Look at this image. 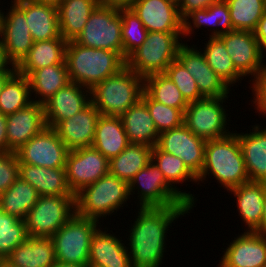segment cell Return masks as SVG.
Segmentation results:
<instances>
[{
    "mask_svg": "<svg viewBox=\"0 0 266 267\" xmlns=\"http://www.w3.org/2000/svg\"><path fill=\"white\" fill-rule=\"evenodd\" d=\"M171 1L175 2L176 4L180 2V0H171Z\"/></svg>",
    "mask_w": 266,
    "mask_h": 267,
    "instance_id": "59",
    "label": "cell"
},
{
    "mask_svg": "<svg viewBox=\"0 0 266 267\" xmlns=\"http://www.w3.org/2000/svg\"><path fill=\"white\" fill-rule=\"evenodd\" d=\"M5 260L15 267H52L56 262L53 241L28 236Z\"/></svg>",
    "mask_w": 266,
    "mask_h": 267,
    "instance_id": "28",
    "label": "cell"
},
{
    "mask_svg": "<svg viewBox=\"0 0 266 267\" xmlns=\"http://www.w3.org/2000/svg\"><path fill=\"white\" fill-rule=\"evenodd\" d=\"M144 91L153 100L180 109L183 113L188 106L181 91L165 73H155L144 77Z\"/></svg>",
    "mask_w": 266,
    "mask_h": 267,
    "instance_id": "39",
    "label": "cell"
},
{
    "mask_svg": "<svg viewBox=\"0 0 266 267\" xmlns=\"http://www.w3.org/2000/svg\"><path fill=\"white\" fill-rule=\"evenodd\" d=\"M136 0H96L98 6L111 7L116 9L131 8Z\"/></svg>",
    "mask_w": 266,
    "mask_h": 267,
    "instance_id": "50",
    "label": "cell"
},
{
    "mask_svg": "<svg viewBox=\"0 0 266 267\" xmlns=\"http://www.w3.org/2000/svg\"><path fill=\"white\" fill-rule=\"evenodd\" d=\"M28 77L17 70L7 79L0 93V112L15 113L32 102Z\"/></svg>",
    "mask_w": 266,
    "mask_h": 267,
    "instance_id": "38",
    "label": "cell"
},
{
    "mask_svg": "<svg viewBox=\"0 0 266 267\" xmlns=\"http://www.w3.org/2000/svg\"><path fill=\"white\" fill-rule=\"evenodd\" d=\"M183 32H148L145 41L127 59L126 65L143 78L164 73L177 59ZM181 42V43H180Z\"/></svg>",
    "mask_w": 266,
    "mask_h": 267,
    "instance_id": "6",
    "label": "cell"
},
{
    "mask_svg": "<svg viewBox=\"0 0 266 267\" xmlns=\"http://www.w3.org/2000/svg\"><path fill=\"white\" fill-rule=\"evenodd\" d=\"M98 224L101 223L75 213L51 238L56 261L88 265L91 239L100 226Z\"/></svg>",
    "mask_w": 266,
    "mask_h": 267,
    "instance_id": "7",
    "label": "cell"
},
{
    "mask_svg": "<svg viewBox=\"0 0 266 267\" xmlns=\"http://www.w3.org/2000/svg\"><path fill=\"white\" fill-rule=\"evenodd\" d=\"M19 177V159L15 152H0V194Z\"/></svg>",
    "mask_w": 266,
    "mask_h": 267,
    "instance_id": "46",
    "label": "cell"
},
{
    "mask_svg": "<svg viewBox=\"0 0 266 267\" xmlns=\"http://www.w3.org/2000/svg\"><path fill=\"white\" fill-rule=\"evenodd\" d=\"M205 144L206 140L197 137L183 123L160 133L156 146L163 152L180 157L197 177L204 166Z\"/></svg>",
    "mask_w": 266,
    "mask_h": 267,
    "instance_id": "14",
    "label": "cell"
},
{
    "mask_svg": "<svg viewBox=\"0 0 266 267\" xmlns=\"http://www.w3.org/2000/svg\"><path fill=\"white\" fill-rule=\"evenodd\" d=\"M261 233L266 235V196L264 199V212L262 217Z\"/></svg>",
    "mask_w": 266,
    "mask_h": 267,
    "instance_id": "55",
    "label": "cell"
},
{
    "mask_svg": "<svg viewBox=\"0 0 266 267\" xmlns=\"http://www.w3.org/2000/svg\"><path fill=\"white\" fill-rule=\"evenodd\" d=\"M98 228L93 234L88 260L89 267H132L123 240Z\"/></svg>",
    "mask_w": 266,
    "mask_h": 267,
    "instance_id": "24",
    "label": "cell"
},
{
    "mask_svg": "<svg viewBox=\"0 0 266 267\" xmlns=\"http://www.w3.org/2000/svg\"><path fill=\"white\" fill-rule=\"evenodd\" d=\"M164 73L175 83L187 103L204 98L200 94L193 76L178 59H175Z\"/></svg>",
    "mask_w": 266,
    "mask_h": 267,
    "instance_id": "45",
    "label": "cell"
},
{
    "mask_svg": "<svg viewBox=\"0 0 266 267\" xmlns=\"http://www.w3.org/2000/svg\"><path fill=\"white\" fill-rule=\"evenodd\" d=\"M152 148L145 144L130 143L118 156L109 160V173L129 184L151 161Z\"/></svg>",
    "mask_w": 266,
    "mask_h": 267,
    "instance_id": "35",
    "label": "cell"
},
{
    "mask_svg": "<svg viewBox=\"0 0 266 267\" xmlns=\"http://www.w3.org/2000/svg\"><path fill=\"white\" fill-rule=\"evenodd\" d=\"M209 175H213L227 191L250 181L236 133L206 141L204 166L197 176L198 184Z\"/></svg>",
    "mask_w": 266,
    "mask_h": 267,
    "instance_id": "3",
    "label": "cell"
},
{
    "mask_svg": "<svg viewBox=\"0 0 266 267\" xmlns=\"http://www.w3.org/2000/svg\"><path fill=\"white\" fill-rule=\"evenodd\" d=\"M224 42L235 69L243 76H259L263 55L253 31L232 30L219 36Z\"/></svg>",
    "mask_w": 266,
    "mask_h": 267,
    "instance_id": "17",
    "label": "cell"
},
{
    "mask_svg": "<svg viewBox=\"0 0 266 267\" xmlns=\"http://www.w3.org/2000/svg\"><path fill=\"white\" fill-rule=\"evenodd\" d=\"M28 238L25 220L0 210V257L5 259L12 250Z\"/></svg>",
    "mask_w": 266,
    "mask_h": 267,
    "instance_id": "42",
    "label": "cell"
},
{
    "mask_svg": "<svg viewBox=\"0 0 266 267\" xmlns=\"http://www.w3.org/2000/svg\"><path fill=\"white\" fill-rule=\"evenodd\" d=\"M12 3L6 15L0 11L1 39L7 58L17 67L27 56L34 42L25 13Z\"/></svg>",
    "mask_w": 266,
    "mask_h": 267,
    "instance_id": "15",
    "label": "cell"
},
{
    "mask_svg": "<svg viewBox=\"0 0 266 267\" xmlns=\"http://www.w3.org/2000/svg\"><path fill=\"white\" fill-rule=\"evenodd\" d=\"M36 189L20 177L0 194V210L25 220L28 212L38 200Z\"/></svg>",
    "mask_w": 266,
    "mask_h": 267,
    "instance_id": "37",
    "label": "cell"
},
{
    "mask_svg": "<svg viewBox=\"0 0 266 267\" xmlns=\"http://www.w3.org/2000/svg\"><path fill=\"white\" fill-rule=\"evenodd\" d=\"M253 32L255 38L258 41L260 52L264 57L263 53L266 52V11L263 13V16L258 21L257 27Z\"/></svg>",
    "mask_w": 266,
    "mask_h": 267,
    "instance_id": "48",
    "label": "cell"
},
{
    "mask_svg": "<svg viewBox=\"0 0 266 267\" xmlns=\"http://www.w3.org/2000/svg\"><path fill=\"white\" fill-rule=\"evenodd\" d=\"M131 9L148 32H183L178 4L171 0H136Z\"/></svg>",
    "mask_w": 266,
    "mask_h": 267,
    "instance_id": "19",
    "label": "cell"
},
{
    "mask_svg": "<svg viewBox=\"0 0 266 267\" xmlns=\"http://www.w3.org/2000/svg\"><path fill=\"white\" fill-rule=\"evenodd\" d=\"M122 19L123 58L126 60L145 41L148 31L131 8L119 9Z\"/></svg>",
    "mask_w": 266,
    "mask_h": 267,
    "instance_id": "43",
    "label": "cell"
},
{
    "mask_svg": "<svg viewBox=\"0 0 266 267\" xmlns=\"http://www.w3.org/2000/svg\"><path fill=\"white\" fill-rule=\"evenodd\" d=\"M233 30L254 31L266 11V0H225Z\"/></svg>",
    "mask_w": 266,
    "mask_h": 267,
    "instance_id": "41",
    "label": "cell"
},
{
    "mask_svg": "<svg viewBox=\"0 0 266 267\" xmlns=\"http://www.w3.org/2000/svg\"><path fill=\"white\" fill-rule=\"evenodd\" d=\"M223 98H207L188 103L184 112V124L197 137L204 140L219 139L229 135L226 129L227 113ZM222 104V105H221Z\"/></svg>",
    "mask_w": 266,
    "mask_h": 267,
    "instance_id": "11",
    "label": "cell"
},
{
    "mask_svg": "<svg viewBox=\"0 0 266 267\" xmlns=\"http://www.w3.org/2000/svg\"><path fill=\"white\" fill-rule=\"evenodd\" d=\"M129 195L138 189L140 208L190 206L165 180L162 171L150 161L129 182Z\"/></svg>",
    "mask_w": 266,
    "mask_h": 267,
    "instance_id": "10",
    "label": "cell"
},
{
    "mask_svg": "<svg viewBox=\"0 0 266 267\" xmlns=\"http://www.w3.org/2000/svg\"><path fill=\"white\" fill-rule=\"evenodd\" d=\"M130 199L126 181L108 173L75 195L76 214L99 222Z\"/></svg>",
    "mask_w": 266,
    "mask_h": 267,
    "instance_id": "5",
    "label": "cell"
},
{
    "mask_svg": "<svg viewBox=\"0 0 266 267\" xmlns=\"http://www.w3.org/2000/svg\"><path fill=\"white\" fill-rule=\"evenodd\" d=\"M67 43L68 41L64 38L34 42L29 53L16 67V70L28 77L34 70L39 68L66 63Z\"/></svg>",
    "mask_w": 266,
    "mask_h": 267,
    "instance_id": "31",
    "label": "cell"
},
{
    "mask_svg": "<svg viewBox=\"0 0 266 267\" xmlns=\"http://www.w3.org/2000/svg\"><path fill=\"white\" fill-rule=\"evenodd\" d=\"M0 267H15V266H12L9 262L3 259V261L0 264Z\"/></svg>",
    "mask_w": 266,
    "mask_h": 267,
    "instance_id": "58",
    "label": "cell"
},
{
    "mask_svg": "<svg viewBox=\"0 0 266 267\" xmlns=\"http://www.w3.org/2000/svg\"><path fill=\"white\" fill-rule=\"evenodd\" d=\"M52 267H89V266L80 265V264L62 263V262L56 261Z\"/></svg>",
    "mask_w": 266,
    "mask_h": 267,
    "instance_id": "54",
    "label": "cell"
},
{
    "mask_svg": "<svg viewBox=\"0 0 266 267\" xmlns=\"http://www.w3.org/2000/svg\"><path fill=\"white\" fill-rule=\"evenodd\" d=\"M24 13L33 42L63 38L60 34L56 6L32 0H14Z\"/></svg>",
    "mask_w": 266,
    "mask_h": 267,
    "instance_id": "23",
    "label": "cell"
},
{
    "mask_svg": "<svg viewBox=\"0 0 266 267\" xmlns=\"http://www.w3.org/2000/svg\"><path fill=\"white\" fill-rule=\"evenodd\" d=\"M253 95L255 96L252 100L255 104V108L257 112H261L260 114L266 115V89H253Z\"/></svg>",
    "mask_w": 266,
    "mask_h": 267,
    "instance_id": "49",
    "label": "cell"
},
{
    "mask_svg": "<svg viewBox=\"0 0 266 267\" xmlns=\"http://www.w3.org/2000/svg\"><path fill=\"white\" fill-rule=\"evenodd\" d=\"M97 6L96 0H62L57 6L61 36L75 40Z\"/></svg>",
    "mask_w": 266,
    "mask_h": 267,
    "instance_id": "33",
    "label": "cell"
},
{
    "mask_svg": "<svg viewBox=\"0 0 266 267\" xmlns=\"http://www.w3.org/2000/svg\"><path fill=\"white\" fill-rule=\"evenodd\" d=\"M129 143L157 145L159 133L154 121L141 99L120 116Z\"/></svg>",
    "mask_w": 266,
    "mask_h": 267,
    "instance_id": "29",
    "label": "cell"
},
{
    "mask_svg": "<svg viewBox=\"0 0 266 267\" xmlns=\"http://www.w3.org/2000/svg\"><path fill=\"white\" fill-rule=\"evenodd\" d=\"M188 46L183 43L179 47L177 59L193 76L200 94L207 98L229 97V85L208 65L202 51Z\"/></svg>",
    "mask_w": 266,
    "mask_h": 267,
    "instance_id": "16",
    "label": "cell"
},
{
    "mask_svg": "<svg viewBox=\"0 0 266 267\" xmlns=\"http://www.w3.org/2000/svg\"><path fill=\"white\" fill-rule=\"evenodd\" d=\"M252 89H266V64L262 63L259 76L252 82Z\"/></svg>",
    "mask_w": 266,
    "mask_h": 267,
    "instance_id": "53",
    "label": "cell"
},
{
    "mask_svg": "<svg viewBox=\"0 0 266 267\" xmlns=\"http://www.w3.org/2000/svg\"><path fill=\"white\" fill-rule=\"evenodd\" d=\"M6 117L8 152H16L29 139L47 127L44 107L34 101Z\"/></svg>",
    "mask_w": 266,
    "mask_h": 267,
    "instance_id": "21",
    "label": "cell"
},
{
    "mask_svg": "<svg viewBox=\"0 0 266 267\" xmlns=\"http://www.w3.org/2000/svg\"><path fill=\"white\" fill-rule=\"evenodd\" d=\"M151 161L157 165L162 171L167 183L173 187L183 199L193 208L195 206L194 195L181 192L180 189L174 187L177 183H184L186 180L197 181V177L188 169L180 157L161 151L156 145L152 148ZM174 184V185H172ZM180 190V191H179Z\"/></svg>",
    "mask_w": 266,
    "mask_h": 267,
    "instance_id": "36",
    "label": "cell"
},
{
    "mask_svg": "<svg viewBox=\"0 0 266 267\" xmlns=\"http://www.w3.org/2000/svg\"><path fill=\"white\" fill-rule=\"evenodd\" d=\"M218 267H264L266 265V235L245 231L225 249Z\"/></svg>",
    "mask_w": 266,
    "mask_h": 267,
    "instance_id": "18",
    "label": "cell"
},
{
    "mask_svg": "<svg viewBox=\"0 0 266 267\" xmlns=\"http://www.w3.org/2000/svg\"><path fill=\"white\" fill-rule=\"evenodd\" d=\"M209 38L202 52L208 65L229 86L242 80L244 77L235 69L224 42L219 37Z\"/></svg>",
    "mask_w": 266,
    "mask_h": 267,
    "instance_id": "40",
    "label": "cell"
},
{
    "mask_svg": "<svg viewBox=\"0 0 266 267\" xmlns=\"http://www.w3.org/2000/svg\"><path fill=\"white\" fill-rule=\"evenodd\" d=\"M70 82L90 90L126 66V60L115 51L86 47L68 41L66 57Z\"/></svg>",
    "mask_w": 266,
    "mask_h": 267,
    "instance_id": "2",
    "label": "cell"
},
{
    "mask_svg": "<svg viewBox=\"0 0 266 267\" xmlns=\"http://www.w3.org/2000/svg\"><path fill=\"white\" fill-rule=\"evenodd\" d=\"M252 127L250 133H236L250 181L266 183V128Z\"/></svg>",
    "mask_w": 266,
    "mask_h": 267,
    "instance_id": "26",
    "label": "cell"
},
{
    "mask_svg": "<svg viewBox=\"0 0 266 267\" xmlns=\"http://www.w3.org/2000/svg\"><path fill=\"white\" fill-rule=\"evenodd\" d=\"M2 41L1 39V24H0V42Z\"/></svg>",
    "mask_w": 266,
    "mask_h": 267,
    "instance_id": "60",
    "label": "cell"
},
{
    "mask_svg": "<svg viewBox=\"0 0 266 267\" xmlns=\"http://www.w3.org/2000/svg\"><path fill=\"white\" fill-rule=\"evenodd\" d=\"M67 182L74 195L109 173V160L93 146L69 150L65 163Z\"/></svg>",
    "mask_w": 266,
    "mask_h": 267,
    "instance_id": "12",
    "label": "cell"
},
{
    "mask_svg": "<svg viewBox=\"0 0 266 267\" xmlns=\"http://www.w3.org/2000/svg\"><path fill=\"white\" fill-rule=\"evenodd\" d=\"M28 80L31 94L35 93L38 97L32 101L43 105L59 89L70 83L67 64H54L34 70Z\"/></svg>",
    "mask_w": 266,
    "mask_h": 267,
    "instance_id": "34",
    "label": "cell"
},
{
    "mask_svg": "<svg viewBox=\"0 0 266 267\" xmlns=\"http://www.w3.org/2000/svg\"><path fill=\"white\" fill-rule=\"evenodd\" d=\"M141 99L147 106L159 134L184 123V113L180 109L153 100L145 91Z\"/></svg>",
    "mask_w": 266,
    "mask_h": 267,
    "instance_id": "44",
    "label": "cell"
},
{
    "mask_svg": "<svg viewBox=\"0 0 266 267\" xmlns=\"http://www.w3.org/2000/svg\"><path fill=\"white\" fill-rule=\"evenodd\" d=\"M237 198V210L240 218L248 226L246 231L260 232L266 196V183L248 181L231 190Z\"/></svg>",
    "mask_w": 266,
    "mask_h": 267,
    "instance_id": "25",
    "label": "cell"
},
{
    "mask_svg": "<svg viewBox=\"0 0 266 267\" xmlns=\"http://www.w3.org/2000/svg\"><path fill=\"white\" fill-rule=\"evenodd\" d=\"M19 177L31 184L39 196L74 195L69 188L65 168L19 164Z\"/></svg>",
    "mask_w": 266,
    "mask_h": 267,
    "instance_id": "27",
    "label": "cell"
},
{
    "mask_svg": "<svg viewBox=\"0 0 266 267\" xmlns=\"http://www.w3.org/2000/svg\"><path fill=\"white\" fill-rule=\"evenodd\" d=\"M129 144L120 116L100 115L92 146L110 160Z\"/></svg>",
    "mask_w": 266,
    "mask_h": 267,
    "instance_id": "30",
    "label": "cell"
},
{
    "mask_svg": "<svg viewBox=\"0 0 266 267\" xmlns=\"http://www.w3.org/2000/svg\"><path fill=\"white\" fill-rule=\"evenodd\" d=\"M7 117L0 112V152H8Z\"/></svg>",
    "mask_w": 266,
    "mask_h": 267,
    "instance_id": "51",
    "label": "cell"
},
{
    "mask_svg": "<svg viewBox=\"0 0 266 267\" xmlns=\"http://www.w3.org/2000/svg\"><path fill=\"white\" fill-rule=\"evenodd\" d=\"M121 32L122 19L119 9L97 6L74 41L86 47L115 51L123 57Z\"/></svg>",
    "mask_w": 266,
    "mask_h": 267,
    "instance_id": "9",
    "label": "cell"
},
{
    "mask_svg": "<svg viewBox=\"0 0 266 267\" xmlns=\"http://www.w3.org/2000/svg\"><path fill=\"white\" fill-rule=\"evenodd\" d=\"M100 112L90 103L79 113L57 123L53 129L69 150L92 146Z\"/></svg>",
    "mask_w": 266,
    "mask_h": 267,
    "instance_id": "22",
    "label": "cell"
},
{
    "mask_svg": "<svg viewBox=\"0 0 266 267\" xmlns=\"http://www.w3.org/2000/svg\"><path fill=\"white\" fill-rule=\"evenodd\" d=\"M88 96H91L89 88L73 82L59 89L43 104L46 126L53 128L62 120L82 111L91 103V97Z\"/></svg>",
    "mask_w": 266,
    "mask_h": 267,
    "instance_id": "20",
    "label": "cell"
},
{
    "mask_svg": "<svg viewBox=\"0 0 266 267\" xmlns=\"http://www.w3.org/2000/svg\"><path fill=\"white\" fill-rule=\"evenodd\" d=\"M144 78L127 65L91 89V103L101 115L121 116L141 100Z\"/></svg>",
    "mask_w": 266,
    "mask_h": 267,
    "instance_id": "4",
    "label": "cell"
},
{
    "mask_svg": "<svg viewBox=\"0 0 266 267\" xmlns=\"http://www.w3.org/2000/svg\"><path fill=\"white\" fill-rule=\"evenodd\" d=\"M191 206L140 208L130 229L128 254L132 267H159L166 249L165 233L172 222L190 213Z\"/></svg>",
    "mask_w": 266,
    "mask_h": 267,
    "instance_id": "1",
    "label": "cell"
},
{
    "mask_svg": "<svg viewBox=\"0 0 266 267\" xmlns=\"http://www.w3.org/2000/svg\"><path fill=\"white\" fill-rule=\"evenodd\" d=\"M219 0H180L178 3L179 15L184 18L194 10L207 9L211 4Z\"/></svg>",
    "mask_w": 266,
    "mask_h": 267,
    "instance_id": "47",
    "label": "cell"
},
{
    "mask_svg": "<svg viewBox=\"0 0 266 267\" xmlns=\"http://www.w3.org/2000/svg\"><path fill=\"white\" fill-rule=\"evenodd\" d=\"M69 149L53 128L45 127L29 139L15 153L19 164H30L45 168H65Z\"/></svg>",
    "mask_w": 266,
    "mask_h": 267,
    "instance_id": "13",
    "label": "cell"
},
{
    "mask_svg": "<svg viewBox=\"0 0 266 267\" xmlns=\"http://www.w3.org/2000/svg\"><path fill=\"white\" fill-rule=\"evenodd\" d=\"M75 213V195L39 196L25 218L27 234L52 238Z\"/></svg>",
    "mask_w": 266,
    "mask_h": 267,
    "instance_id": "8",
    "label": "cell"
},
{
    "mask_svg": "<svg viewBox=\"0 0 266 267\" xmlns=\"http://www.w3.org/2000/svg\"><path fill=\"white\" fill-rule=\"evenodd\" d=\"M189 19L192 20L193 26ZM204 25L207 27L213 26V28L214 26L218 27L212 29L213 31L209 37H219L233 30L228 4L225 0H219L207 9L194 10L188 14L183 20V36L193 34V30H195L193 27L199 29Z\"/></svg>",
    "mask_w": 266,
    "mask_h": 267,
    "instance_id": "32",
    "label": "cell"
},
{
    "mask_svg": "<svg viewBox=\"0 0 266 267\" xmlns=\"http://www.w3.org/2000/svg\"><path fill=\"white\" fill-rule=\"evenodd\" d=\"M7 65H11L10 67ZM16 67L9 61L6 56L5 49L3 47L2 41L0 42V73H14Z\"/></svg>",
    "mask_w": 266,
    "mask_h": 267,
    "instance_id": "52",
    "label": "cell"
},
{
    "mask_svg": "<svg viewBox=\"0 0 266 267\" xmlns=\"http://www.w3.org/2000/svg\"><path fill=\"white\" fill-rule=\"evenodd\" d=\"M13 73H0V93L2 91V88L7 81V79L12 75Z\"/></svg>",
    "mask_w": 266,
    "mask_h": 267,
    "instance_id": "56",
    "label": "cell"
},
{
    "mask_svg": "<svg viewBox=\"0 0 266 267\" xmlns=\"http://www.w3.org/2000/svg\"><path fill=\"white\" fill-rule=\"evenodd\" d=\"M32 1H35L38 3L50 4L56 7L62 2V0H32Z\"/></svg>",
    "mask_w": 266,
    "mask_h": 267,
    "instance_id": "57",
    "label": "cell"
}]
</instances>
